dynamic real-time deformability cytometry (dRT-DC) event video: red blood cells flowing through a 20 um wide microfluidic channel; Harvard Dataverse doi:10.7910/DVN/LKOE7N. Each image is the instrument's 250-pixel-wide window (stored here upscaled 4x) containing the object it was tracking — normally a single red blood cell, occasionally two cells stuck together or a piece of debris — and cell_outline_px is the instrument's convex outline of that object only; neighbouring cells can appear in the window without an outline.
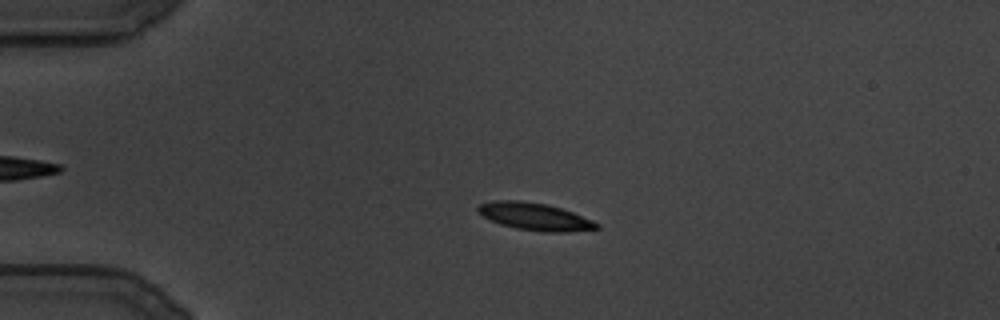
{"species": "common noctule bat (a hibernating species)", "species_latin": "Nyctalus noctula", "temperature_condition": "cold", "stored_images_in_passage": 124, "camera_frame_rate_fps": 3000, "um_per_image_px": 0.085, "animal": {"sex": "male", "body_mass_g": 19.5, "forearm_length_mm": 54.6}, "frame": {"image": 1, "passage_image": 30, "time_ms": 9.667, "image_size_px": [1000, 320], "cell_outline_px": [[600, 228], [568, 232], [544, 232], [516, 228], [500, 224], [484, 216], [476, 208], [480, 204], [496, 200], [520, 200], [548, 204], [572, 212], [592, 220], [600, 224]], "centroid_in_image_um": [45.49, 18.41], "position_along_channel_um": 39.5, "area_um2": 18.79}}
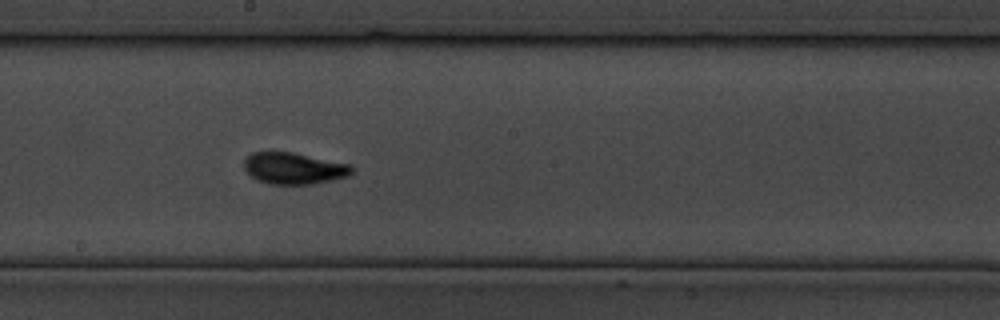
{"frame": {"image": 2, "passage_image": 70, "time_ms": 23.0, "image_size_px": [1000, 320], "cell_outline_px": [[352, 172], [348, 176], [312, 184], [268, 184], [252, 176], [244, 168], [244, 160], [252, 152], [292, 152], [348, 164], [352, 168]], "centroid_in_image_um": [24.95, 14.31], "position_along_channel_um": 223.2, "area_um2": 19.42}}
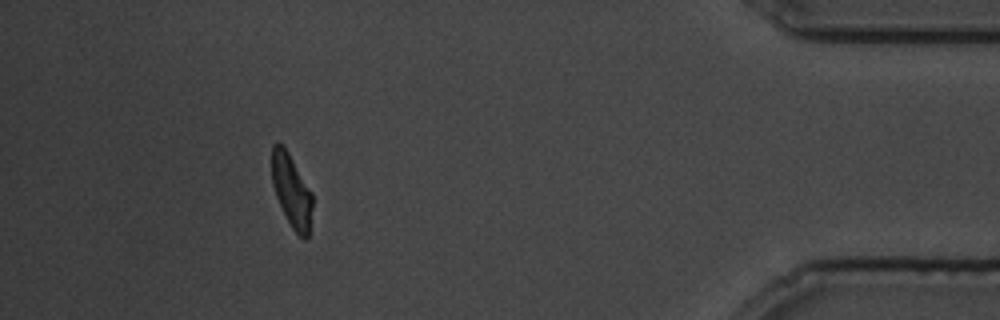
{"frame": {"image": 3, "passage_image": 113, "time_ms": 37.333, "image_size_px": [1000, 320], "cell_outline_px": [[312, 208], [308, 236], [304, 240], [292, 228], [276, 196], [272, 184], [272, 144], [280, 144], [288, 152], [312, 192]], "centroid_in_image_um": [24.79, 16.22], "position_along_channel_um": 410.4, "area_um2": 16.88}}